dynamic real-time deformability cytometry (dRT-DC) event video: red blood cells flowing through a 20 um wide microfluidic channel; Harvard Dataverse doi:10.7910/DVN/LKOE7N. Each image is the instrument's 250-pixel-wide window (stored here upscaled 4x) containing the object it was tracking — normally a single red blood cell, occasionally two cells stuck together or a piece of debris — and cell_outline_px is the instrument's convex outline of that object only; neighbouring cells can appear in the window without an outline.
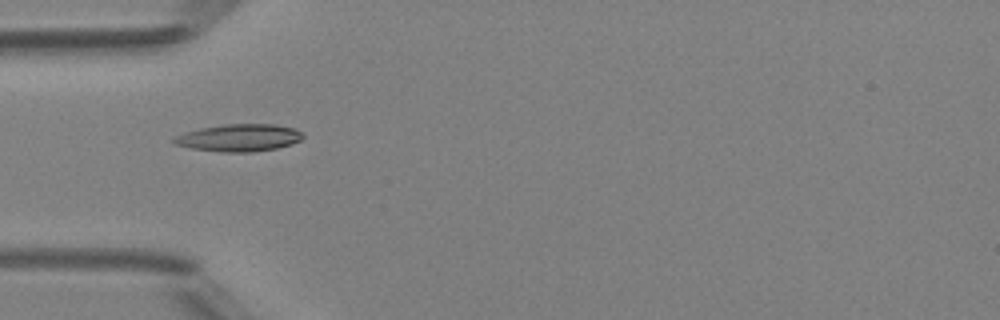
{"species": "Egyptian fruit bat (a non-hibernating species)", "species_latin": "Rousettus aegyptiacus", "temperature_condition": "room temperature", "stored_images_in_passage": 35, "camera_frame_rate_fps": 3000, "um_per_image_px": 0.085, "animal": {"sex": "female"}, "frame": {"image": 1, "passage_image": 1, "time_ms": 0.0, "image_size_px": [1000, 320], "cell_outline_px": [[304, 136], [300, 140], [292, 144], [276, 148], [252, 152], [220, 152], [188, 148], [172, 144], [172, 140], [176, 136], [184, 132], [200, 128], [224, 124], [276, 124], [296, 128]], "centroid_in_image_um": [20.29, 11.71], "position_along_channel_um": 64.7, "area_um2": 20.75}}
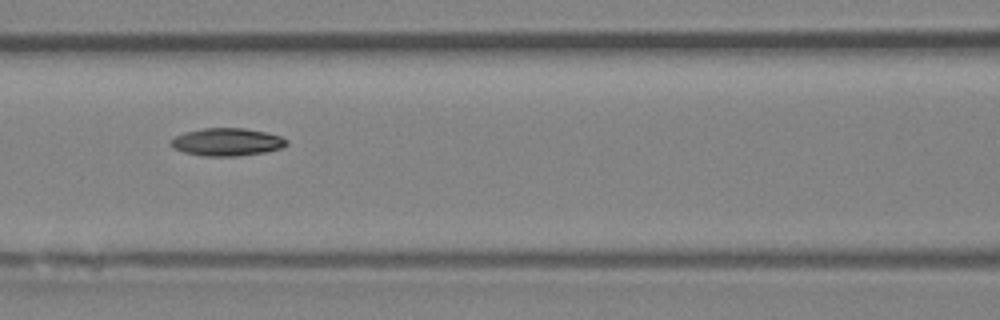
{"frame": {"image": 2, "passage_image": 7, "time_ms": 2.0, "image_size_px": [1000, 320], "cell_outline_px": [[288, 144], [280, 148], [264, 152], [236, 156], [204, 156], [184, 152], [172, 148], [168, 144], [176, 136], [184, 132], [204, 128], [244, 128], [264, 132], [280, 136], [288, 140]], "centroid_in_image_um": [19.26, 12.07], "position_along_channel_um": 147.3, "area_um2": 18.61}}
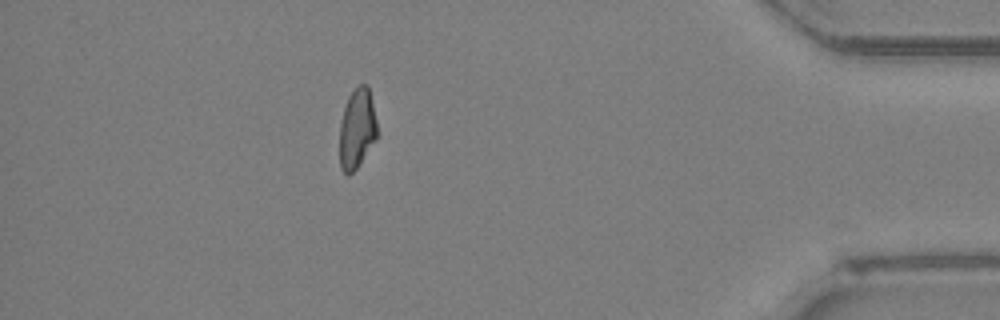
{"frame": {"image": 3, "passage_image": 29, "time_ms": 9.333, "image_size_px": [1000, 320], "cell_outline_px": [[380, 132], [376, 140], [356, 168], [348, 176], [340, 168], [340, 124], [344, 108], [348, 96], [360, 84], [368, 84]], "centroid_in_image_um": [30.38, 10.93], "position_along_channel_um": 404.8, "area_um2": 17.74}, "authors_computed_cell_mechanics": {"area_um2": 18.207, "velocity_mm_per_s": 4.1764, "shape_relaxation_time_tau1_ms": 6.6904, "shape_relaxation_time_tau2_ms": null, "deformation_change_tau1": 0.1949, "deformation_change_tau2": null}}